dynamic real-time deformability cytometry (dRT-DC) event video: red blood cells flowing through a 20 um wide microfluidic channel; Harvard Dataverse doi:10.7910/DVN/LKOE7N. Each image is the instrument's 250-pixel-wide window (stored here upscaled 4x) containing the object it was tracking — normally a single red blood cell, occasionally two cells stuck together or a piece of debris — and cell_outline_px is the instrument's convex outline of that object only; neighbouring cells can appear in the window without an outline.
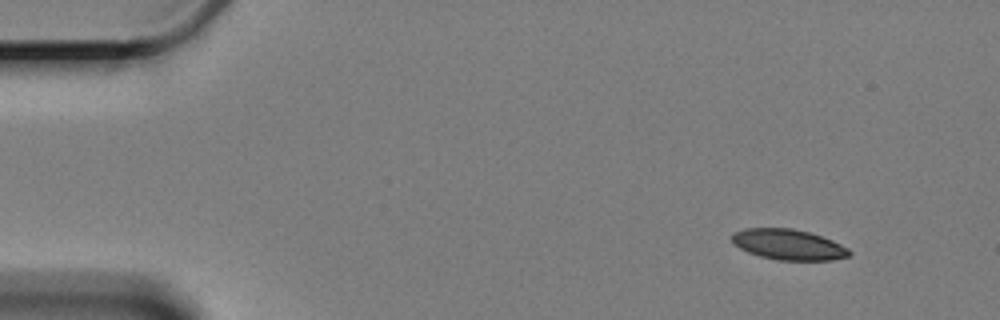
{"species": "Egyptian fruit bat (a non-hibernating species)", "species_latin": "Rousettus aegyptiacus", "temperature_condition": "cold", "stored_images_in_passage": 6, "camera_frame_rate_fps": 3000, "um_per_image_px": 0.085, "animal": {"sex": "female"}, "frame": {"image": 1, "passage_image": 1, "time_ms": 0.0, "image_size_px": [1000, 320], "cell_outline_px": [[852, 252], [848, 256], [832, 260], [780, 260], [760, 256], [748, 252], [732, 244], [732, 232], [744, 228], [792, 228], [808, 232], [832, 240], [848, 248]], "centroid_in_image_um": [66.98, 20.78], "position_along_channel_um": 18.0, "area_um2": 20.87}}
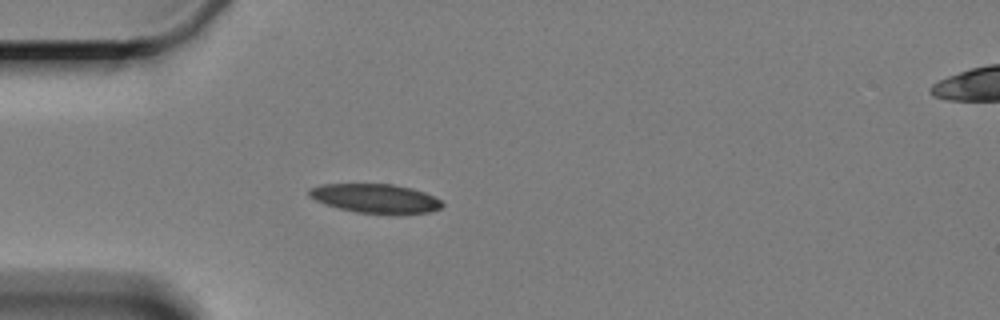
{"frame": {"image": 2, "passage_image": 4, "time_ms": 3.667, "image_size_px": [1000, 320], "cell_outline_px": [[444, 204], [440, 208], [428, 212], [400, 216], [396, 216], [356, 212], [324, 204], [308, 196], [308, 188], [320, 184], [392, 184], [412, 188], [424, 192], [440, 200]], "centroid_in_image_um": [31.92, 16.89], "position_along_channel_um": 53.1, "area_um2": 23.06}}